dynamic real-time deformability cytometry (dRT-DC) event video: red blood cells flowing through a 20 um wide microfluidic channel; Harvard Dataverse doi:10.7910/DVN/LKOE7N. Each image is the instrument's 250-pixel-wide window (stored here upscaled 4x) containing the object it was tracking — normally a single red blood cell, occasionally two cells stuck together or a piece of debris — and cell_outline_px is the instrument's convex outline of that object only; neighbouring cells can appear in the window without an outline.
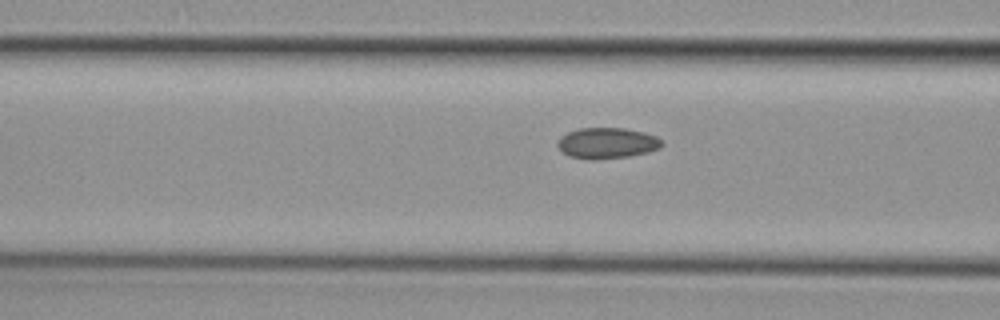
{"species": "common noctule bat (a hibernating species)", "species_latin": "Nyctalus noctula", "temperature_condition": "cold", "stored_images_in_passage": 20, "camera_frame_rate_fps": 3000, "um_per_image_px": 0.085, "animal": {"sex": "female", "body_mass_g": 29.2, "forearm_length_mm": 56.3}, "frame": {"image": 1, "passage_image": 17, "time_ms": 5.333, "image_size_px": [1000, 320], "cell_outline_px": [[664, 144], [660, 148], [648, 152], [628, 156], [592, 160], [588, 160], [568, 156], [556, 144], [560, 136], [568, 132], [580, 128], [624, 128], [644, 132], [656, 136]], "centroid_in_image_um": [51.59, 12.16], "position_along_channel_um": 115.0, "area_um2": 18.79}}